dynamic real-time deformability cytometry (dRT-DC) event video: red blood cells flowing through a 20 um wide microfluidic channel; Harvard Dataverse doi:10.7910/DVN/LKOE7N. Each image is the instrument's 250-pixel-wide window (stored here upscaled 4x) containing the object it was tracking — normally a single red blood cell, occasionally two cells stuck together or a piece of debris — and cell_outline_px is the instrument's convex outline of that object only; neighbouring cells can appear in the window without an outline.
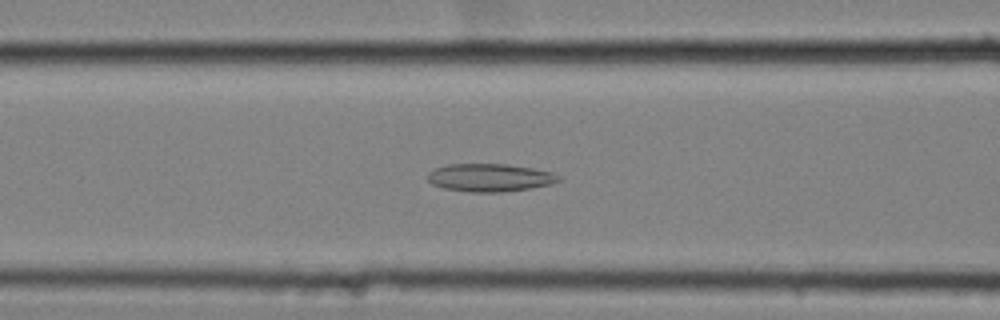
{"species": "common noctule bat (a hibernating species)", "species_latin": "Nyctalus noctula", "temperature_condition": "cold", "stored_images_in_passage": 52, "camera_frame_rate_fps": 3000, "um_per_image_px": 0.085, "animal": {"sex": "female", "body_mass_g": 25.1}, "frame": {"image": 1, "passage_image": 19, "time_ms": 6.0, "image_size_px": [1000, 320], "cell_outline_px": [[560, 180], [552, 184], [528, 188], [500, 192], [468, 192], [444, 188], [432, 184], [428, 180], [428, 172], [436, 168], [448, 164], [508, 164], [532, 168], [552, 172], [560, 176]], "centroid_in_image_um": [41.63, 15.09], "position_along_channel_um": 125.0, "area_um2": 21.21}}
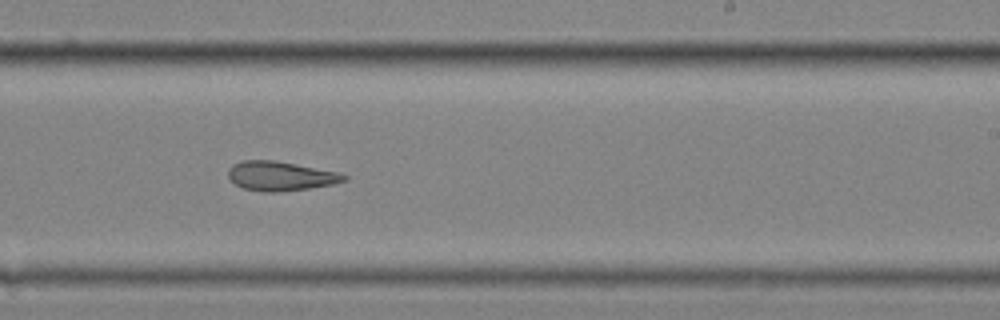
{"frame": {"image": 2, "passage_image": 31, "time_ms": 10.0, "image_size_px": [1000, 320], "cell_outline_px": [[348, 180], [332, 184], [308, 188], [276, 192], [264, 192], [244, 188], [236, 184], [228, 176], [228, 168], [232, 164], [240, 160], [276, 160], [336, 172], [348, 176]], "centroid_in_image_um": [23.81, 14.95], "position_along_channel_um": 265.2, "area_um2": 19.65}}
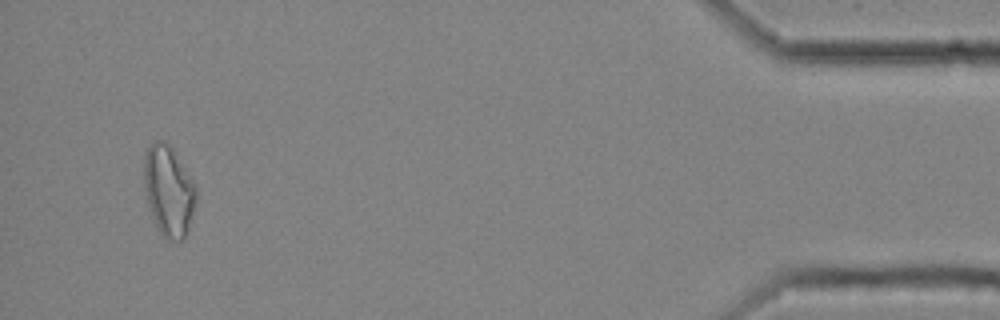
{"frame": {"image": 3, "passage_image": 50, "time_ms": 16.333, "image_size_px": [1000, 320], "cell_outline_px": [[196, 200], [188, 228], [184, 236], [180, 240], [172, 240], [164, 236], [160, 232], [152, 216], [144, 184], [144, 156], [148, 148], [156, 140], [164, 140], [172, 148], [196, 184]], "centroid_in_image_um": [14.34, 16.18], "position_along_channel_um": 420.9, "area_um2": 26.93}, "authors_computed_cell_mechanics": {"area_um2": 21.7039, "velocity_mm_per_s": 3.5089, "shape_relaxation_time_tau1_ms": null, "shape_relaxation_time_tau2_ms": 8.0039, "deformation_change_tau1": null, "deformation_change_tau2": 0.1878}}